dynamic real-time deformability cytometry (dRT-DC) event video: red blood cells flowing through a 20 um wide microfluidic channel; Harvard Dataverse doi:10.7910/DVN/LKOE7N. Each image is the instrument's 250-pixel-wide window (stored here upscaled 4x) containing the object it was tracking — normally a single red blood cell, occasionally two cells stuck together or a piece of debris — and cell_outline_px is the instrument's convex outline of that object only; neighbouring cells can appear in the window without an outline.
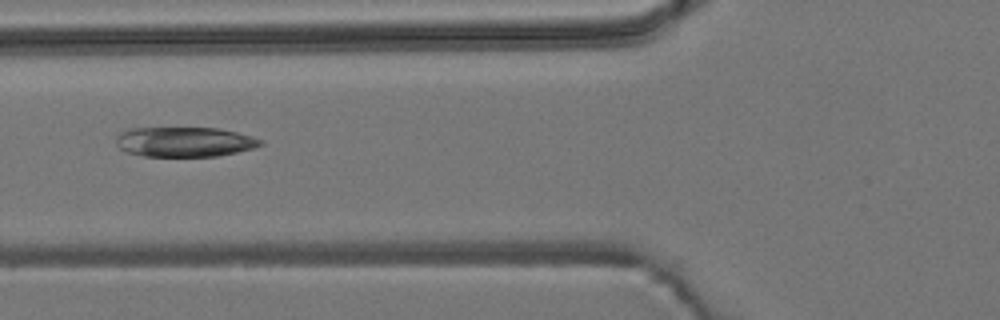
{"species": "common noctule bat (a hibernating species)", "species_latin": "Nyctalus noctula", "temperature_condition": "room temperature", "stored_images_in_passage": 2, "camera_frame_rate_fps": 3000, "um_per_image_px": 0.085, "animal": {"sex": "male", "body_mass_g": 19.2, "forearm_length_mm": 51.8}, "frame": {"image": 1, "passage_image": 2, "time_ms": 2.0, "image_size_px": [1000, 320], "cell_outline_px": [[264, 144], [256, 148], [220, 156], [144, 156], [124, 152], [116, 144], [116, 136], [120, 132], [128, 128], [220, 128], [252, 136], [264, 140]], "centroid_in_image_um": [15.71, 12.06], "position_along_channel_um": 110.1, "area_um2": 25.49}}